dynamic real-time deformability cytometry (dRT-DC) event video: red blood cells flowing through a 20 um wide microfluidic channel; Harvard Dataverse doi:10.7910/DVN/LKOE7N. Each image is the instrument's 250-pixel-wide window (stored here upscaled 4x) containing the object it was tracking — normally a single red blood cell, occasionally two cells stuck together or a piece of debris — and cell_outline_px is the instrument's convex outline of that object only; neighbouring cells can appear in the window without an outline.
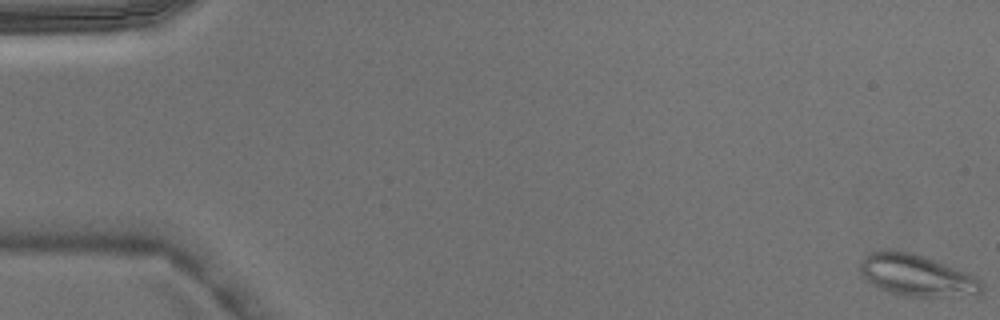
{"species": "Egyptian fruit bat (a non-hibernating species)", "species_latin": "Rousettus aegyptiacus", "temperature_condition": "warm", "stored_images_in_passage": 5, "camera_frame_rate_fps": 3000, "um_per_image_px": 0.085, "animal": {"sex": "male"}, "frame": {"image": 1, "passage_image": 1, "time_ms": 0.0, "image_size_px": [1000, 320], "cell_outline_px": [[984, 292], [980, 296], [904, 296], [876, 288], [860, 276], [860, 264], [864, 256], [868, 252], [880, 248], [892, 248], [912, 252], [924, 256], [976, 276], [980, 280], [984, 288]], "centroid_in_image_um": [77.89, 23.39], "position_along_channel_um": 7.1, "area_um2": 30.35}}